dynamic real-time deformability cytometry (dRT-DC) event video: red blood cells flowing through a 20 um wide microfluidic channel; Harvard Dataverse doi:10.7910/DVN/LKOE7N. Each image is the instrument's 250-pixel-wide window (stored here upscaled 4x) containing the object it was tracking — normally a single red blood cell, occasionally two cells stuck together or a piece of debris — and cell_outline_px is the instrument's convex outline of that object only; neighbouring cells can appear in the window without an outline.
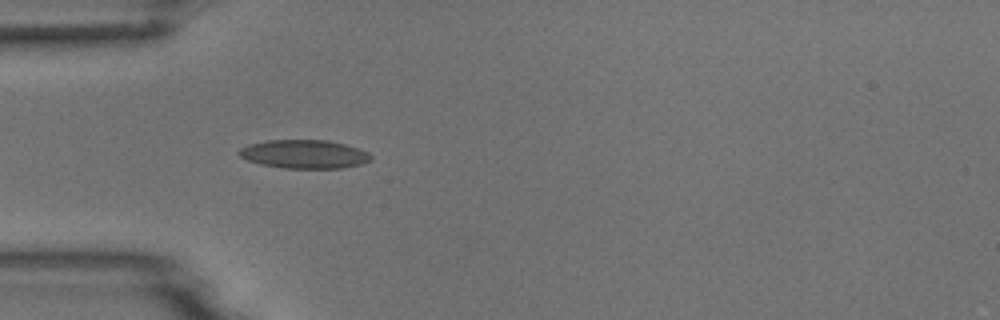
{"species": "common noctule bat (a hibernating species)", "species_latin": "Nyctalus noctula", "temperature_condition": "room temperature", "stored_images_in_passage": 5, "camera_frame_rate_fps": 3000, "um_per_image_px": 0.085, "animal": {"sex": "male", "body_mass_g": 18.8}, "frame": {"image": 1, "passage_image": 5, "time_ms": 4.667, "image_size_px": [1000, 320], "cell_outline_px": [[372, 160], [360, 164], [344, 168], [284, 168], [260, 164], [248, 160], [240, 156], [236, 152], [240, 148], [248, 144], [268, 140], [328, 140], [360, 148], [368, 152], [372, 156]], "centroid_in_image_um": [25.87, 13.1], "position_along_channel_um": 59.1, "area_um2": 22.08}}